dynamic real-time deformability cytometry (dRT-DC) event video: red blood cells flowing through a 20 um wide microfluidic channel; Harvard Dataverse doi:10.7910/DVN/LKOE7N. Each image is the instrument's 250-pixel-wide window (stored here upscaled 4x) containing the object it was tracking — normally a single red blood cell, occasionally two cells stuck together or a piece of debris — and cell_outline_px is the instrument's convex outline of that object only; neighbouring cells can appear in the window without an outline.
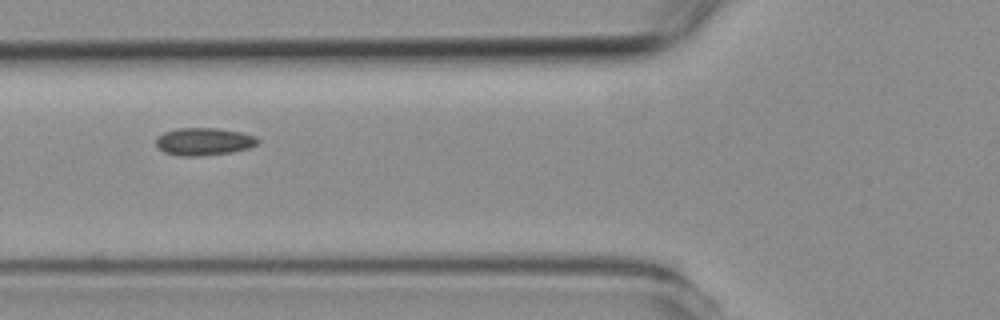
{"species": "common noctule bat (a hibernating species)", "species_latin": "Nyctalus noctula", "temperature_condition": "room temperature", "stored_images_in_passage": 6, "segment_of_instrument_passage": [2, 2], "camera_frame_rate_fps": 3000, "um_per_image_px": 0.085, "animal": {"sex": "female", "body_mass_g": 19.3, "forearm_length_mm": 54.1}, "frame": {"image": 1, "passage_image": 6, "time_ms": 6.0, "image_size_px": [1000, 320], "cell_outline_px": [[260, 140], [256, 144], [248, 148], [232, 152], [200, 156], [180, 156], [164, 152], [156, 144], [156, 136], [164, 132], [180, 128], [216, 128], [240, 132], [256, 136]], "centroid_in_image_um": [17.32, 12.03], "position_along_channel_um": 108.5, "area_um2": 16.3}}